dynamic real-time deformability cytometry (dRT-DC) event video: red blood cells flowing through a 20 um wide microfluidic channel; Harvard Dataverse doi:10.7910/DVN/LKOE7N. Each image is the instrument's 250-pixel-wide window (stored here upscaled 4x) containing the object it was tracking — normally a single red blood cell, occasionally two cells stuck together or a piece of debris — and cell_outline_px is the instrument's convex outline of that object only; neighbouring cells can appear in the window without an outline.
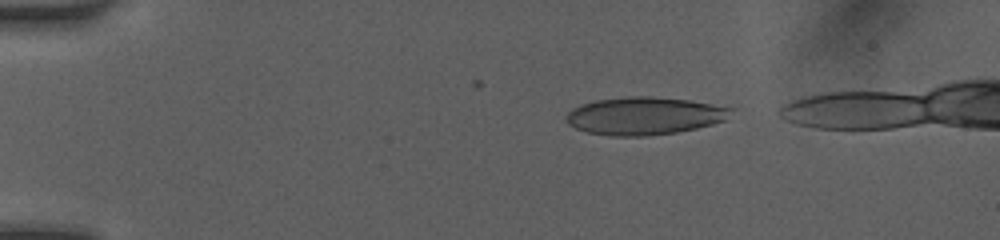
{"species": "human", "species_latin": "Homo sapiens", "temperature_condition": "room temperature", "stored_images_in_passage": 8, "camera_frame_rate_fps": 3000, "um_per_image_px": 0.085, "donor": {"sex": "female"}, "frame": {"image": 1, "passage_image": 2, "time_ms": 1.0, "image_size_px": [1000, 240], "cell_outline_px": [[736, 108], [728, 120], [696, 128], [676, 132], [644, 136], [612, 136], [588, 132], [576, 128], [568, 124], [568, 112], [572, 108], [580, 104], [596, 100], [628, 96], [652, 96], [688, 100]], "centroid_in_image_um": [54.82, 9.84], "position_along_channel_um": 30.2, "area_um2": 36.3}}
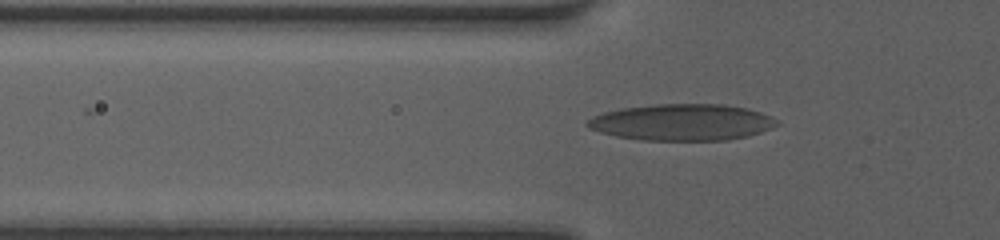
{"frame": {"image": 2, "passage_image": 6, "time_ms": 3.667, "image_size_px": [1000, 240], "cell_outline_px": [[780, 124], [772, 128], [748, 136], [728, 140], [640, 140], [616, 136], [600, 132], [588, 128], [584, 124], [592, 116], [604, 112], [620, 108], [656, 104], [724, 104], [748, 108], [760, 112], [776, 120]], "centroid_in_image_um": [57.95, 10.39], "position_along_channel_um": 67.9, "area_um2": 40.4}}